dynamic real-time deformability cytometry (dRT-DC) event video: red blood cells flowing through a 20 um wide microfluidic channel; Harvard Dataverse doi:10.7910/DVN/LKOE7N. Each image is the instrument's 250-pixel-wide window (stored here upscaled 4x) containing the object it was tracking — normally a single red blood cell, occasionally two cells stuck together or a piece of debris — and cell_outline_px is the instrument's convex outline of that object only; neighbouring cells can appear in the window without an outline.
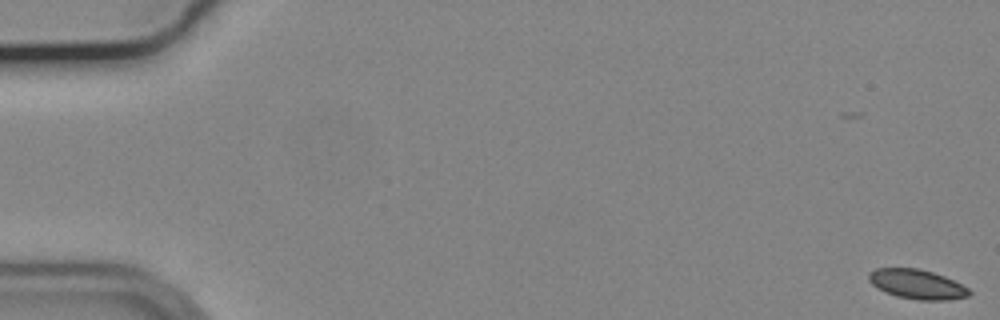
{"species": "common noctule bat (a hibernating species)", "species_latin": "Nyctalus noctula", "temperature_condition": "cold", "stored_images_in_passage": 10, "camera_frame_rate_fps": 3000, "um_per_image_px": 0.085, "animal": {"sex": "male", "body_mass_g": 19.2, "forearm_length_mm": 51.8}, "frame": {"image": 1, "passage_image": 1, "time_ms": 0.0, "image_size_px": [1000, 320], "cell_outline_px": [[972, 292], [968, 296], [948, 300], [920, 300], [896, 296], [884, 292], [872, 284], [868, 280], [868, 272], [876, 268], [916, 268], [932, 272], [944, 276], [968, 288]], "centroid_in_image_um": [77.92, 24.16], "position_along_channel_um": 7.1, "area_um2": 17.22}}